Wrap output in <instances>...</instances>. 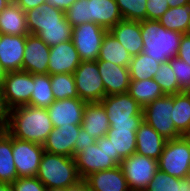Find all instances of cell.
Segmentation results:
<instances>
[{
    "label": "cell",
    "instance_id": "6da1fadb",
    "mask_svg": "<svg viewBox=\"0 0 190 191\" xmlns=\"http://www.w3.org/2000/svg\"><path fill=\"white\" fill-rule=\"evenodd\" d=\"M53 128L47 109L23 105L11 109L6 131L16 139L43 145Z\"/></svg>",
    "mask_w": 190,
    "mask_h": 191
},
{
    "label": "cell",
    "instance_id": "7a4b0ae2",
    "mask_svg": "<svg viewBox=\"0 0 190 191\" xmlns=\"http://www.w3.org/2000/svg\"><path fill=\"white\" fill-rule=\"evenodd\" d=\"M65 16L72 28L93 22L108 31L123 20L115 0H76Z\"/></svg>",
    "mask_w": 190,
    "mask_h": 191
},
{
    "label": "cell",
    "instance_id": "3957f363",
    "mask_svg": "<svg viewBox=\"0 0 190 191\" xmlns=\"http://www.w3.org/2000/svg\"><path fill=\"white\" fill-rule=\"evenodd\" d=\"M141 35L143 40V53L152 57L159 63L177 57L181 32L166 29L156 20L141 21Z\"/></svg>",
    "mask_w": 190,
    "mask_h": 191
},
{
    "label": "cell",
    "instance_id": "277c9868",
    "mask_svg": "<svg viewBox=\"0 0 190 191\" xmlns=\"http://www.w3.org/2000/svg\"><path fill=\"white\" fill-rule=\"evenodd\" d=\"M36 177L47 189L68 188L81 179L74 158L48 152L42 155Z\"/></svg>",
    "mask_w": 190,
    "mask_h": 191
},
{
    "label": "cell",
    "instance_id": "5b68a950",
    "mask_svg": "<svg viewBox=\"0 0 190 191\" xmlns=\"http://www.w3.org/2000/svg\"><path fill=\"white\" fill-rule=\"evenodd\" d=\"M100 103L108 114L110 128L138 129L143 123V108L127 92L105 96Z\"/></svg>",
    "mask_w": 190,
    "mask_h": 191
},
{
    "label": "cell",
    "instance_id": "8992f818",
    "mask_svg": "<svg viewBox=\"0 0 190 191\" xmlns=\"http://www.w3.org/2000/svg\"><path fill=\"white\" fill-rule=\"evenodd\" d=\"M76 168L81 179L93 172L103 171L117 167L112 158L111 141L107 136L96 140L91 146L74 156Z\"/></svg>",
    "mask_w": 190,
    "mask_h": 191
},
{
    "label": "cell",
    "instance_id": "52a82bcc",
    "mask_svg": "<svg viewBox=\"0 0 190 191\" xmlns=\"http://www.w3.org/2000/svg\"><path fill=\"white\" fill-rule=\"evenodd\" d=\"M158 169L180 179L190 176V136L166 141Z\"/></svg>",
    "mask_w": 190,
    "mask_h": 191
},
{
    "label": "cell",
    "instance_id": "ba28073f",
    "mask_svg": "<svg viewBox=\"0 0 190 191\" xmlns=\"http://www.w3.org/2000/svg\"><path fill=\"white\" fill-rule=\"evenodd\" d=\"M173 95H165L143 108V120L165 139H178L182 135L176 130L171 119Z\"/></svg>",
    "mask_w": 190,
    "mask_h": 191
},
{
    "label": "cell",
    "instance_id": "9c48e42d",
    "mask_svg": "<svg viewBox=\"0 0 190 191\" xmlns=\"http://www.w3.org/2000/svg\"><path fill=\"white\" fill-rule=\"evenodd\" d=\"M130 191H145L158 170V160L133 153L119 164Z\"/></svg>",
    "mask_w": 190,
    "mask_h": 191
},
{
    "label": "cell",
    "instance_id": "30bf717a",
    "mask_svg": "<svg viewBox=\"0 0 190 191\" xmlns=\"http://www.w3.org/2000/svg\"><path fill=\"white\" fill-rule=\"evenodd\" d=\"M73 75L79 99L92 103L106 96L97 61H81Z\"/></svg>",
    "mask_w": 190,
    "mask_h": 191
},
{
    "label": "cell",
    "instance_id": "8fae6325",
    "mask_svg": "<svg viewBox=\"0 0 190 191\" xmlns=\"http://www.w3.org/2000/svg\"><path fill=\"white\" fill-rule=\"evenodd\" d=\"M107 32L108 30L93 22L82 23L72 28L71 40L81 61L98 59L100 47Z\"/></svg>",
    "mask_w": 190,
    "mask_h": 191
},
{
    "label": "cell",
    "instance_id": "7c38bea8",
    "mask_svg": "<svg viewBox=\"0 0 190 191\" xmlns=\"http://www.w3.org/2000/svg\"><path fill=\"white\" fill-rule=\"evenodd\" d=\"M34 75L23 70L6 72L2 80V91L11 109L29 105Z\"/></svg>",
    "mask_w": 190,
    "mask_h": 191
},
{
    "label": "cell",
    "instance_id": "4fadbf2b",
    "mask_svg": "<svg viewBox=\"0 0 190 191\" xmlns=\"http://www.w3.org/2000/svg\"><path fill=\"white\" fill-rule=\"evenodd\" d=\"M44 152L41 144L12 137V154L18 178L36 177Z\"/></svg>",
    "mask_w": 190,
    "mask_h": 191
},
{
    "label": "cell",
    "instance_id": "5bb4252c",
    "mask_svg": "<svg viewBox=\"0 0 190 191\" xmlns=\"http://www.w3.org/2000/svg\"><path fill=\"white\" fill-rule=\"evenodd\" d=\"M50 47L38 35H26L22 70L31 74H48Z\"/></svg>",
    "mask_w": 190,
    "mask_h": 191
},
{
    "label": "cell",
    "instance_id": "9a60e30c",
    "mask_svg": "<svg viewBox=\"0 0 190 191\" xmlns=\"http://www.w3.org/2000/svg\"><path fill=\"white\" fill-rule=\"evenodd\" d=\"M86 102L79 98L55 100L48 108L54 128L68 124L82 125Z\"/></svg>",
    "mask_w": 190,
    "mask_h": 191
},
{
    "label": "cell",
    "instance_id": "2e32d148",
    "mask_svg": "<svg viewBox=\"0 0 190 191\" xmlns=\"http://www.w3.org/2000/svg\"><path fill=\"white\" fill-rule=\"evenodd\" d=\"M81 125L53 128L43 144L45 152L74 158V147Z\"/></svg>",
    "mask_w": 190,
    "mask_h": 191
},
{
    "label": "cell",
    "instance_id": "e0dca14e",
    "mask_svg": "<svg viewBox=\"0 0 190 191\" xmlns=\"http://www.w3.org/2000/svg\"><path fill=\"white\" fill-rule=\"evenodd\" d=\"M25 44L26 35H1L0 65L5 73L22 70Z\"/></svg>",
    "mask_w": 190,
    "mask_h": 191
},
{
    "label": "cell",
    "instance_id": "ac0fdd59",
    "mask_svg": "<svg viewBox=\"0 0 190 191\" xmlns=\"http://www.w3.org/2000/svg\"><path fill=\"white\" fill-rule=\"evenodd\" d=\"M81 60L72 40L50 47L48 74H73Z\"/></svg>",
    "mask_w": 190,
    "mask_h": 191
},
{
    "label": "cell",
    "instance_id": "d6986e66",
    "mask_svg": "<svg viewBox=\"0 0 190 191\" xmlns=\"http://www.w3.org/2000/svg\"><path fill=\"white\" fill-rule=\"evenodd\" d=\"M96 61L105 87L106 96L126 93L131 83L129 68L116 65L110 61Z\"/></svg>",
    "mask_w": 190,
    "mask_h": 191
},
{
    "label": "cell",
    "instance_id": "ffe728a7",
    "mask_svg": "<svg viewBox=\"0 0 190 191\" xmlns=\"http://www.w3.org/2000/svg\"><path fill=\"white\" fill-rule=\"evenodd\" d=\"M29 34L37 35L42 27L62 26L66 19L65 12L48 3L25 12Z\"/></svg>",
    "mask_w": 190,
    "mask_h": 191
},
{
    "label": "cell",
    "instance_id": "44dd1931",
    "mask_svg": "<svg viewBox=\"0 0 190 191\" xmlns=\"http://www.w3.org/2000/svg\"><path fill=\"white\" fill-rule=\"evenodd\" d=\"M109 32L127 49L131 56L143 52L141 21L123 19L112 27Z\"/></svg>",
    "mask_w": 190,
    "mask_h": 191
},
{
    "label": "cell",
    "instance_id": "7402d4cb",
    "mask_svg": "<svg viewBox=\"0 0 190 191\" xmlns=\"http://www.w3.org/2000/svg\"><path fill=\"white\" fill-rule=\"evenodd\" d=\"M92 191H130L121 167L97 171L84 178Z\"/></svg>",
    "mask_w": 190,
    "mask_h": 191
},
{
    "label": "cell",
    "instance_id": "603a6c76",
    "mask_svg": "<svg viewBox=\"0 0 190 191\" xmlns=\"http://www.w3.org/2000/svg\"><path fill=\"white\" fill-rule=\"evenodd\" d=\"M167 139L143 121L136 131V153L158 160Z\"/></svg>",
    "mask_w": 190,
    "mask_h": 191
},
{
    "label": "cell",
    "instance_id": "cb8c5ba5",
    "mask_svg": "<svg viewBox=\"0 0 190 191\" xmlns=\"http://www.w3.org/2000/svg\"><path fill=\"white\" fill-rule=\"evenodd\" d=\"M81 126L96 140L106 136L110 124L108 114L100 102L86 103Z\"/></svg>",
    "mask_w": 190,
    "mask_h": 191
},
{
    "label": "cell",
    "instance_id": "d4e9b609",
    "mask_svg": "<svg viewBox=\"0 0 190 191\" xmlns=\"http://www.w3.org/2000/svg\"><path fill=\"white\" fill-rule=\"evenodd\" d=\"M137 129L110 128L106 136L111 141L112 158L119 165L122 160L136 152Z\"/></svg>",
    "mask_w": 190,
    "mask_h": 191
},
{
    "label": "cell",
    "instance_id": "484cf974",
    "mask_svg": "<svg viewBox=\"0 0 190 191\" xmlns=\"http://www.w3.org/2000/svg\"><path fill=\"white\" fill-rule=\"evenodd\" d=\"M0 31L9 35H28L26 14L17 4H8L0 12Z\"/></svg>",
    "mask_w": 190,
    "mask_h": 191
},
{
    "label": "cell",
    "instance_id": "4316f807",
    "mask_svg": "<svg viewBox=\"0 0 190 191\" xmlns=\"http://www.w3.org/2000/svg\"><path fill=\"white\" fill-rule=\"evenodd\" d=\"M18 178L12 154V136L0 131V183L12 184Z\"/></svg>",
    "mask_w": 190,
    "mask_h": 191
},
{
    "label": "cell",
    "instance_id": "83f0119b",
    "mask_svg": "<svg viewBox=\"0 0 190 191\" xmlns=\"http://www.w3.org/2000/svg\"><path fill=\"white\" fill-rule=\"evenodd\" d=\"M131 59L132 56L127 49L108 31L103 38L97 60L129 67Z\"/></svg>",
    "mask_w": 190,
    "mask_h": 191
},
{
    "label": "cell",
    "instance_id": "f1b7e54d",
    "mask_svg": "<svg viewBox=\"0 0 190 191\" xmlns=\"http://www.w3.org/2000/svg\"><path fill=\"white\" fill-rule=\"evenodd\" d=\"M127 93L133 97L142 108L156 99L165 96L160 85L154 79L131 80Z\"/></svg>",
    "mask_w": 190,
    "mask_h": 191
},
{
    "label": "cell",
    "instance_id": "f546056e",
    "mask_svg": "<svg viewBox=\"0 0 190 191\" xmlns=\"http://www.w3.org/2000/svg\"><path fill=\"white\" fill-rule=\"evenodd\" d=\"M171 119L182 136H190V95L186 91L173 95Z\"/></svg>",
    "mask_w": 190,
    "mask_h": 191
},
{
    "label": "cell",
    "instance_id": "4dcf8cb0",
    "mask_svg": "<svg viewBox=\"0 0 190 191\" xmlns=\"http://www.w3.org/2000/svg\"><path fill=\"white\" fill-rule=\"evenodd\" d=\"M29 105L47 109L54 101L50 74H34V83Z\"/></svg>",
    "mask_w": 190,
    "mask_h": 191
},
{
    "label": "cell",
    "instance_id": "1f68e13d",
    "mask_svg": "<svg viewBox=\"0 0 190 191\" xmlns=\"http://www.w3.org/2000/svg\"><path fill=\"white\" fill-rule=\"evenodd\" d=\"M145 191H190V176L180 179L158 169Z\"/></svg>",
    "mask_w": 190,
    "mask_h": 191
},
{
    "label": "cell",
    "instance_id": "d6a6232c",
    "mask_svg": "<svg viewBox=\"0 0 190 191\" xmlns=\"http://www.w3.org/2000/svg\"><path fill=\"white\" fill-rule=\"evenodd\" d=\"M160 64L143 52L132 56L128 67L131 80L154 79Z\"/></svg>",
    "mask_w": 190,
    "mask_h": 191
},
{
    "label": "cell",
    "instance_id": "836d02e7",
    "mask_svg": "<svg viewBox=\"0 0 190 191\" xmlns=\"http://www.w3.org/2000/svg\"><path fill=\"white\" fill-rule=\"evenodd\" d=\"M190 19V4L169 8L158 20L166 29L185 34Z\"/></svg>",
    "mask_w": 190,
    "mask_h": 191
},
{
    "label": "cell",
    "instance_id": "e575fe53",
    "mask_svg": "<svg viewBox=\"0 0 190 191\" xmlns=\"http://www.w3.org/2000/svg\"><path fill=\"white\" fill-rule=\"evenodd\" d=\"M50 80L55 100L79 98L73 74L59 73L50 75Z\"/></svg>",
    "mask_w": 190,
    "mask_h": 191
},
{
    "label": "cell",
    "instance_id": "d590c367",
    "mask_svg": "<svg viewBox=\"0 0 190 191\" xmlns=\"http://www.w3.org/2000/svg\"><path fill=\"white\" fill-rule=\"evenodd\" d=\"M49 47L71 40L72 26L67 19L62 21V26L42 27L37 34Z\"/></svg>",
    "mask_w": 190,
    "mask_h": 191
},
{
    "label": "cell",
    "instance_id": "8d00e7d4",
    "mask_svg": "<svg viewBox=\"0 0 190 191\" xmlns=\"http://www.w3.org/2000/svg\"><path fill=\"white\" fill-rule=\"evenodd\" d=\"M154 80L160 85L165 95H174L183 92L178 85L174 70L169 62L161 63L158 71L154 76Z\"/></svg>",
    "mask_w": 190,
    "mask_h": 191
},
{
    "label": "cell",
    "instance_id": "74e56055",
    "mask_svg": "<svg viewBox=\"0 0 190 191\" xmlns=\"http://www.w3.org/2000/svg\"><path fill=\"white\" fill-rule=\"evenodd\" d=\"M120 13L125 20L143 21L146 20L147 0H115Z\"/></svg>",
    "mask_w": 190,
    "mask_h": 191
},
{
    "label": "cell",
    "instance_id": "f35d334b",
    "mask_svg": "<svg viewBox=\"0 0 190 191\" xmlns=\"http://www.w3.org/2000/svg\"><path fill=\"white\" fill-rule=\"evenodd\" d=\"M168 62L174 70L179 88L187 91L190 88V65L178 57L172 58Z\"/></svg>",
    "mask_w": 190,
    "mask_h": 191
},
{
    "label": "cell",
    "instance_id": "ab89813d",
    "mask_svg": "<svg viewBox=\"0 0 190 191\" xmlns=\"http://www.w3.org/2000/svg\"><path fill=\"white\" fill-rule=\"evenodd\" d=\"M11 185L14 191H47L37 177L17 178Z\"/></svg>",
    "mask_w": 190,
    "mask_h": 191
},
{
    "label": "cell",
    "instance_id": "60d3db41",
    "mask_svg": "<svg viewBox=\"0 0 190 191\" xmlns=\"http://www.w3.org/2000/svg\"><path fill=\"white\" fill-rule=\"evenodd\" d=\"M169 8L167 0H147L146 19L158 21Z\"/></svg>",
    "mask_w": 190,
    "mask_h": 191
},
{
    "label": "cell",
    "instance_id": "b9f144b4",
    "mask_svg": "<svg viewBox=\"0 0 190 191\" xmlns=\"http://www.w3.org/2000/svg\"><path fill=\"white\" fill-rule=\"evenodd\" d=\"M11 108L9 107L2 88L0 87V131H6L9 126Z\"/></svg>",
    "mask_w": 190,
    "mask_h": 191
},
{
    "label": "cell",
    "instance_id": "7bdbcfd3",
    "mask_svg": "<svg viewBox=\"0 0 190 191\" xmlns=\"http://www.w3.org/2000/svg\"><path fill=\"white\" fill-rule=\"evenodd\" d=\"M74 147V156L84 150L87 146L96 143V139L91 137L83 127L80 128Z\"/></svg>",
    "mask_w": 190,
    "mask_h": 191
},
{
    "label": "cell",
    "instance_id": "ee69618b",
    "mask_svg": "<svg viewBox=\"0 0 190 191\" xmlns=\"http://www.w3.org/2000/svg\"><path fill=\"white\" fill-rule=\"evenodd\" d=\"M177 57L187 62L190 65V36L189 35H186V34L182 35Z\"/></svg>",
    "mask_w": 190,
    "mask_h": 191
},
{
    "label": "cell",
    "instance_id": "f6af8a7d",
    "mask_svg": "<svg viewBox=\"0 0 190 191\" xmlns=\"http://www.w3.org/2000/svg\"><path fill=\"white\" fill-rule=\"evenodd\" d=\"M43 3H46L45 0H19L17 5L23 9L24 12L34 9Z\"/></svg>",
    "mask_w": 190,
    "mask_h": 191
},
{
    "label": "cell",
    "instance_id": "bcb514c9",
    "mask_svg": "<svg viewBox=\"0 0 190 191\" xmlns=\"http://www.w3.org/2000/svg\"><path fill=\"white\" fill-rule=\"evenodd\" d=\"M46 3L51 5L52 7H55L57 9H60L62 11H67L70 6L76 1V0H45Z\"/></svg>",
    "mask_w": 190,
    "mask_h": 191
},
{
    "label": "cell",
    "instance_id": "7dc6e473",
    "mask_svg": "<svg viewBox=\"0 0 190 191\" xmlns=\"http://www.w3.org/2000/svg\"><path fill=\"white\" fill-rule=\"evenodd\" d=\"M67 191H92L84 179H80L76 184L69 186Z\"/></svg>",
    "mask_w": 190,
    "mask_h": 191
},
{
    "label": "cell",
    "instance_id": "c3c4849f",
    "mask_svg": "<svg viewBox=\"0 0 190 191\" xmlns=\"http://www.w3.org/2000/svg\"><path fill=\"white\" fill-rule=\"evenodd\" d=\"M167 2L169 4L170 8H174V7L190 4V0H167Z\"/></svg>",
    "mask_w": 190,
    "mask_h": 191
},
{
    "label": "cell",
    "instance_id": "681fc988",
    "mask_svg": "<svg viewBox=\"0 0 190 191\" xmlns=\"http://www.w3.org/2000/svg\"><path fill=\"white\" fill-rule=\"evenodd\" d=\"M0 191H14V189L11 184L0 183Z\"/></svg>",
    "mask_w": 190,
    "mask_h": 191
},
{
    "label": "cell",
    "instance_id": "f907efd6",
    "mask_svg": "<svg viewBox=\"0 0 190 191\" xmlns=\"http://www.w3.org/2000/svg\"><path fill=\"white\" fill-rule=\"evenodd\" d=\"M47 191H67L66 187L49 188Z\"/></svg>",
    "mask_w": 190,
    "mask_h": 191
},
{
    "label": "cell",
    "instance_id": "816d5d0a",
    "mask_svg": "<svg viewBox=\"0 0 190 191\" xmlns=\"http://www.w3.org/2000/svg\"><path fill=\"white\" fill-rule=\"evenodd\" d=\"M8 5L5 0H0V12Z\"/></svg>",
    "mask_w": 190,
    "mask_h": 191
},
{
    "label": "cell",
    "instance_id": "f5cc1de1",
    "mask_svg": "<svg viewBox=\"0 0 190 191\" xmlns=\"http://www.w3.org/2000/svg\"><path fill=\"white\" fill-rule=\"evenodd\" d=\"M4 76H5V72H4V70L1 68V65H0V87H1V85H2V80H3Z\"/></svg>",
    "mask_w": 190,
    "mask_h": 191
},
{
    "label": "cell",
    "instance_id": "db71d44e",
    "mask_svg": "<svg viewBox=\"0 0 190 191\" xmlns=\"http://www.w3.org/2000/svg\"><path fill=\"white\" fill-rule=\"evenodd\" d=\"M185 34L190 36V19H189V23L187 25Z\"/></svg>",
    "mask_w": 190,
    "mask_h": 191
},
{
    "label": "cell",
    "instance_id": "11a10c76",
    "mask_svg": "<svg viewBox=\"0 0 190 191\" xmlns=\"http://www.w3.org/2000/svg\"><path fill=\"white\" fill-rule=\"evenodd\" d=\"M8 4H17L19 0H5Z\"/></svg>",
    "mask_w": 190,
    "mask_h": 191
},
{
    "label": "cell",
    "instance_id": "9f6ffc18",
    "mask_svg": "<svg viewBox=\"0 0 190 191\" xmlns=\"http://www.w3.org/2000/svg\"><path fill=\"white\" fill-rule=\"evenodd\" d=\"M186 92L190 95V88Z\"/></svg>",
    "mask_w": 190,
    "mask_h": 191
}]
</instances>
